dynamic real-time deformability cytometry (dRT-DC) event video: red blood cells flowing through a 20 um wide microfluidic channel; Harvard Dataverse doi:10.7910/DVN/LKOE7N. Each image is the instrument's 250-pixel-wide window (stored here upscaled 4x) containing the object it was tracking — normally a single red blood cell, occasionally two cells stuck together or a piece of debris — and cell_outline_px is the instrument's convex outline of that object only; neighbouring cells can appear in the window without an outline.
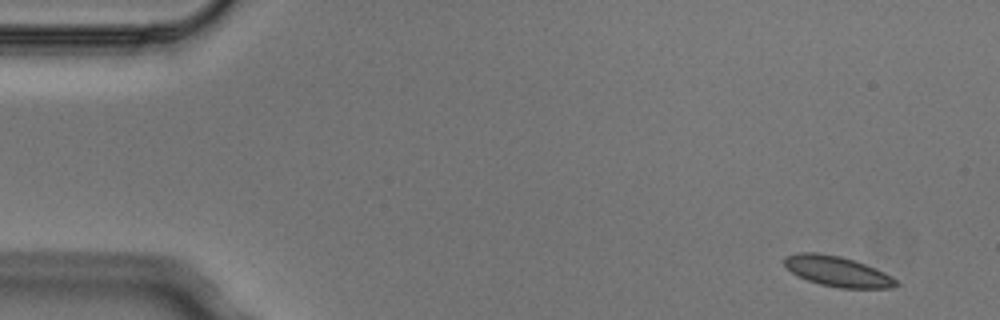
{"species": "Egyptian fruit bat (a non-hibernating species)", "species_latin": "Rousettus aegyptiacus", "temperature_condition": "cold", "stored_images_in_passage": 4, "camera_frame_rate_fps": 3000, "um_per_image_px": 0.085, "animal": {"sex": "male"}, "frame": {"image": 1, "passage_image": 1, "time_ms": 0.0, "image_size_px": [1000, 320], "cell_outline_px": [[900, 284], [892, 288], [840, 288], [820, 284], [808, 280], [784, 268], [784, 256], [800, 252], [816, 252], [840, 256], [876, 268], [892, 276]], "centroid_in_image_um": [71.17, 23.06], "position_along_channel_um": 13.8, "area_um2": 19.71}}
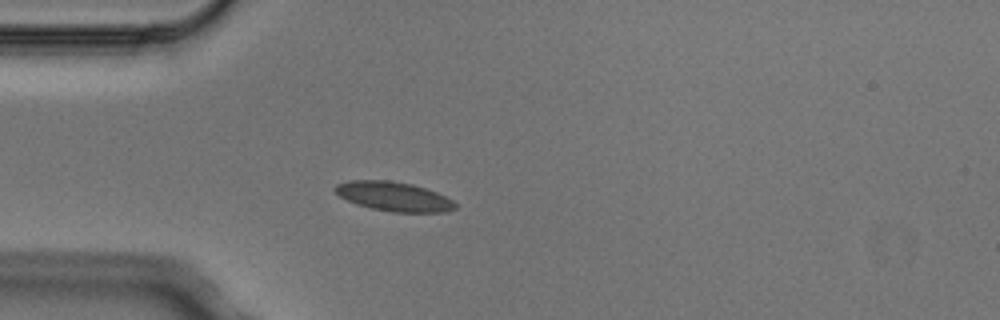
{"frame": {"image": 2, "passage_image": 4, "time_ms": 1.0, "image_size_px": [1000, 320], "cell_outline_px": [[456, 208], [448, 212], [392, 212], [372, 208], [356, 204], [340, 196], [332, 188], [336, 184], [348, 180], [388, 180], [412, 184], [436, 192], [452, 200], [456, 204]], "centroid_in_image_um": [33.45, 16.7], "position_along_channel_um": 51.5, "area_um2": 20.46}}